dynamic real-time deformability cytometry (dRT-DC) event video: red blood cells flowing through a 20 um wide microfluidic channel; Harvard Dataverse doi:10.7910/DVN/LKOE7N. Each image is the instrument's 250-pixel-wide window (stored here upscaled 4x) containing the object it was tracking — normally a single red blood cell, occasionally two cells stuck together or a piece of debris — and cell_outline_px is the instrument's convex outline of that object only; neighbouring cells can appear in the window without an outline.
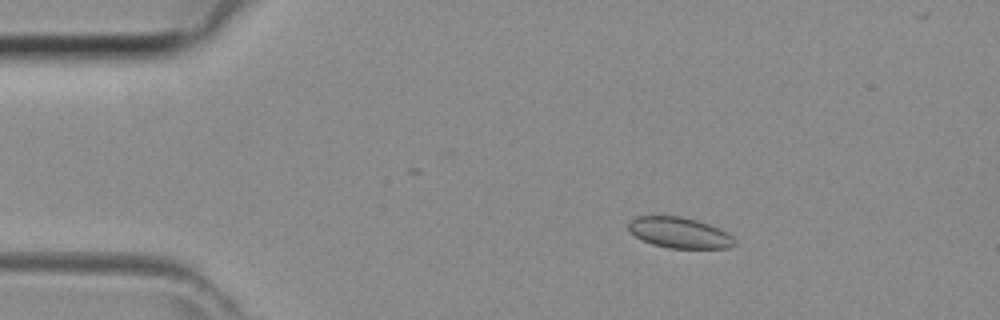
{"species": "common noctule bat (a hibernating species)", "species_latin": "Nyctalus noctula", "temperature_condition": "room temperature", "stored_images_in_passage": 36, "camera_frame_rate_fps": 3000, "um_per_image_px": 0.085, "animal": {"sex": "female", "body_mass_g": 29.2, "forearm_length_mm": 56.3}, "frame": {"image": 1, "passage_image": 7, "time_ms": 2.0, "image_size_px": [1000, 320], "cell_outline_px": [[736, 244], [728, 248], [668, 248], [652, 244], [636, 236], [628, 228], [628, 224], [636, 216], [680, 216], [696, 220], [708, 224], [732, 236], [736, 240]], "centroid_in_image_um": [57.75, 19.78], "position_along_channel_um": 27.2, "area_um2": 18.73}}
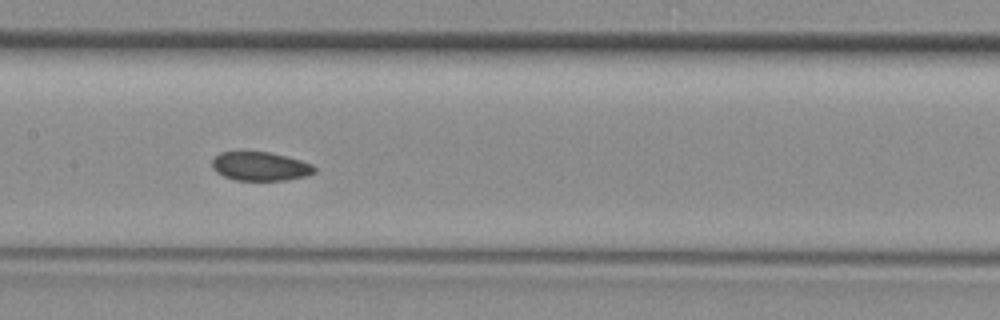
{"frame": {"image": 2, "passage_image": 21, "time_ms": 6.667, "image_size_px": [1000, 320], "cell_outline_px": [[316, 172], [308, 176], [284, 180], [236, 180], [224, 176], [216, 172], [212, 168], [212, 160], [220, 152], [244, 148], [268, 152], [300, 160], [312, 164], [316, 168]], "centroid_in_image_um": [22.08, 14.09], "position_along_channel_um": 185.3, "area_um2": 17.8}}
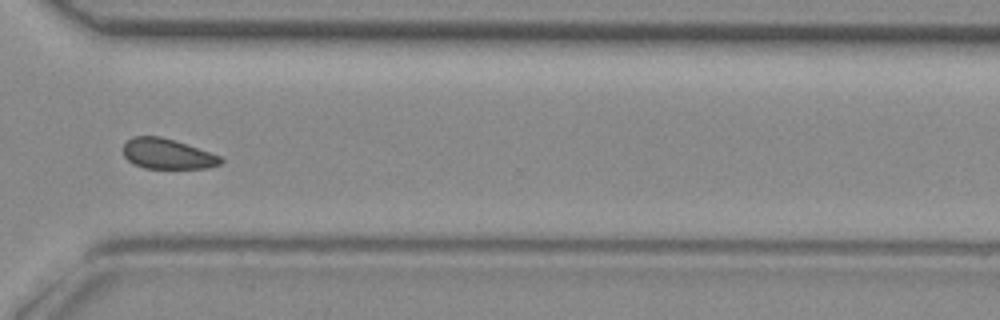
{"frame": {"image": 3, "passage_image": 32, "time_ms": 10.333, "image_size_px": [1000, 320], "cell_outline_px": [[224, 160], [220, 164], [208, 168], [144, 168], [132, 164], [124, 156], [124, 144], [132, 136], [160, 136], [220, 156]], "centroid_in_image_um": [14.19, 13.09], "position_along_channel_um": 356.4, "area_um2": 16.94}}